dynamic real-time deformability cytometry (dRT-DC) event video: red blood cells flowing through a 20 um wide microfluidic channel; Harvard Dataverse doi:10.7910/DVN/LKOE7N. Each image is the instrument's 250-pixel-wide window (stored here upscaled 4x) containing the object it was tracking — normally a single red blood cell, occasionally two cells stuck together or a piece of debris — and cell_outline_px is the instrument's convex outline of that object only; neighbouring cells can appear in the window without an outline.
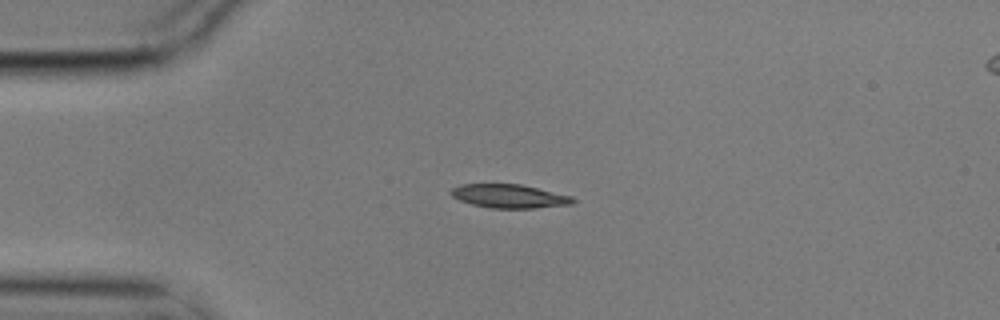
{"species": "common noctule bat (a hibernating species)", "species_latin": "Nyctalus noctula", "temperature_condition": "cold", "stored_images_in_passage": 3, "camera_frame_rate_fps": 3000, "um_per_image_px": 0.085, "animal": {"sex": "male", "body_mass_g": 17.9}, "frame": {"image": 1, "passage_image": 1, "time_ms": 0.0, "image_size_px": [1000, 320], "cell_outline_px": [[576, 200], [572, 204], [536, 208], [488, 208], [472, 204], [460, 200], [452, 196], [448, 192], [452, 188], [460, 184], [520, 184], [572, 196]], "centroid_in_image_um": [43.27, 16.67], "position_along_channel_um": 41.7, "area_um2": 16.82}}